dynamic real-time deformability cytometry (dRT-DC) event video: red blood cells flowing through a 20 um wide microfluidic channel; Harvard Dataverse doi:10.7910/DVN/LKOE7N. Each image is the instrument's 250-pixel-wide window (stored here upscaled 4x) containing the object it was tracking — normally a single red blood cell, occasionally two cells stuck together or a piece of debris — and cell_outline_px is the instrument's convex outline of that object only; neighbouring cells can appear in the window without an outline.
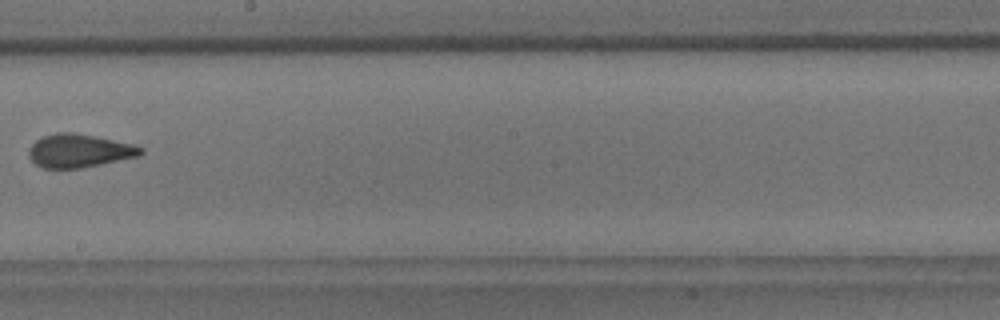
{"species": "common noctule bat (a hibernating species)", "species_latin": "Nyctalus noctula", "temperature_condition": "room temperature", "stored_images_in_passage": 6, "camera_frame_rate_fps": 3000, "um_per_image_px": 0.085, "animal": {"sex": "male", "body_mass_g": 18.8}, "frame": {"image": 1, "passage_image": 6, "time_ms": 6.0, "image_size_px": [1000, 320], "cell_outline_px": [[144, 152], [140, 156], [80, 168], [44, 168], [36, 164], [28, 156], [28, 148], [36, 140], [44, 136], [56, 132], [72, 132], [132, 144], [144, 148]], "centroid_in_image_um": [6.71, 12.82], "position_along_channel_um": 241.5, "area_um2": 21.56}}